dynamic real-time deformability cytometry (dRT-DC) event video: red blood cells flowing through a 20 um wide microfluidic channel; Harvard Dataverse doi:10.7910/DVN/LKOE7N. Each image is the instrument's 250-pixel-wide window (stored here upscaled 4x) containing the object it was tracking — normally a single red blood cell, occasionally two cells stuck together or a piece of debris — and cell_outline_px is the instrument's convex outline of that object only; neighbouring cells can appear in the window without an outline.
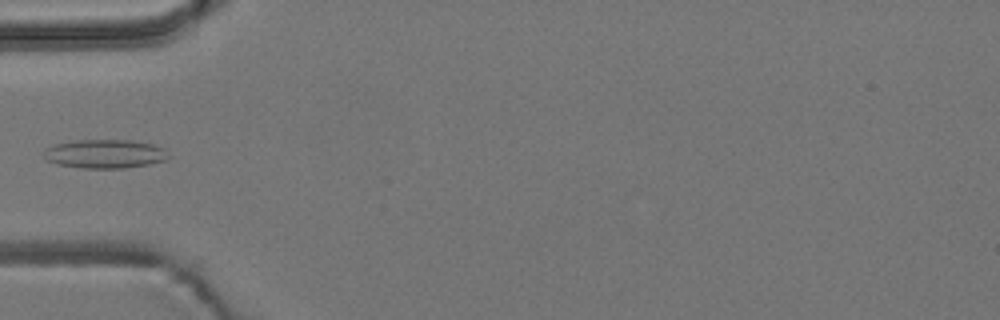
{"species": "common noctule bat (a hibernating species)", "species_latin": "Nyctalus noctula", "temperature_condition": "room temperature", "stored_images_in_passage": 2, "camera_frame_rate_fps": 3000, "um_per_image_px": 0.085, "animal": {"sex": "male", "body_mass_g": 19.2, "forearm_length_mm": 51.8}, "frame": {"image": 1, "passage_image": 2, "time_ms": 0.333, "image_size_px": [1000, 320], "cell_outline_px": [[168, 156], [164, 160], [148, 164], [124, 168], [84, 168], [56, 164], [44, 160], [44, 148], [56, 144], [76, 140], [132, 140], [152, 144], [164, 148]], "centroid_in_image_um": [8.86, 13.07], "position_along_channel_um": 76.1, "area_um2": 20.87}}